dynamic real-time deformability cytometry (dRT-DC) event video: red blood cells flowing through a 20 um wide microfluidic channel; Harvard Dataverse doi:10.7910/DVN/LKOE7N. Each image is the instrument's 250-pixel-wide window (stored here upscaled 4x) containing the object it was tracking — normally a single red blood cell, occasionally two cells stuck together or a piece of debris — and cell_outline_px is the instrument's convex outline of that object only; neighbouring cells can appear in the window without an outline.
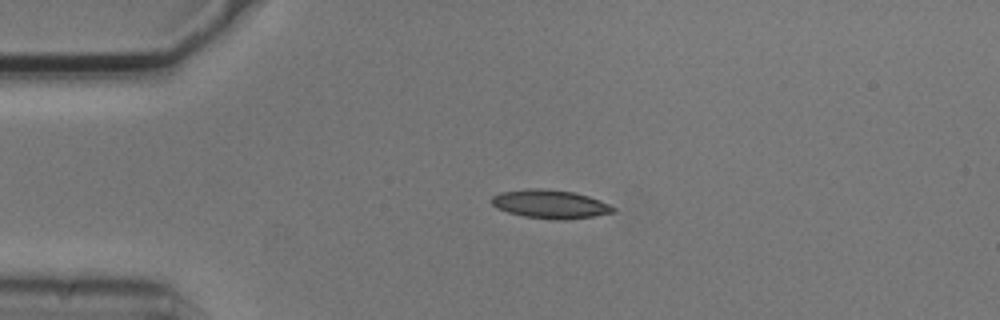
{"species": "common noctule bat (a hibernating species)", "species_latin": "Nyctalus noctula", "temperature_condition": "cold", "stored_images_in_passage": 3, "camera_frame_rate_fps": 3000, "um_per_image_px": 0.085, "animal": {"sex": "male", "body_mass_g": 20.5, "forearm_length_mm": 52.5}, "frame": {"image": 1, "passage_image": 1, "time_ms": 0.0, "image_size_px": [1000, 320], "cell_outline_px": [[616, 212], [596, 216], [564, 220], [556, 220], [524, 216], [508, 212], [496, 208], [488, 200], [492, 196], [500, 192], [528, 188], [540, 188], [572, 192], [588, 196], [600, 200], [616, 208]], "centroid_in_image_um": [46.75, 17.35], "position_along_channel_um": 38.3, "area_um2": 20.4}}
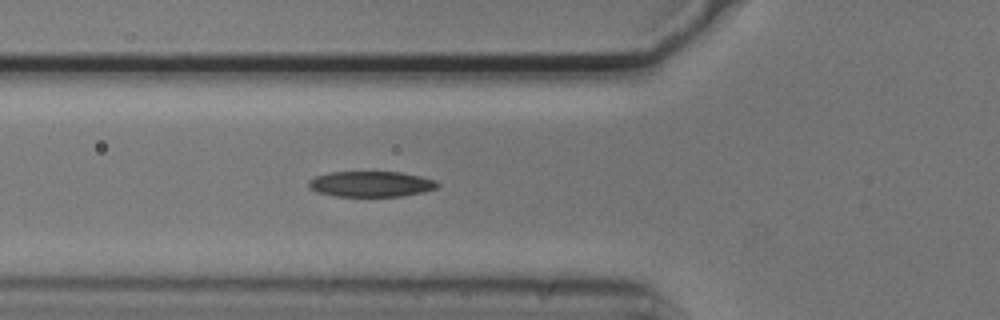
{"frame": {"image": 2, "passage_image": 3, "time_ms": 0.667, "image_size_px": [1000, 320], "cell_outline_px": [[440, 184], [436, 188], [424, 192], [404, 196], [336, 196], [316, 192], [308, 188], [308, 180], [316, 176], [328, 172], [404, 172], [436, 180]], "centroid_in_image_um": [31.53, 15.64], "position_along_channel_um": 94.3, "area_um2": 19.42}}